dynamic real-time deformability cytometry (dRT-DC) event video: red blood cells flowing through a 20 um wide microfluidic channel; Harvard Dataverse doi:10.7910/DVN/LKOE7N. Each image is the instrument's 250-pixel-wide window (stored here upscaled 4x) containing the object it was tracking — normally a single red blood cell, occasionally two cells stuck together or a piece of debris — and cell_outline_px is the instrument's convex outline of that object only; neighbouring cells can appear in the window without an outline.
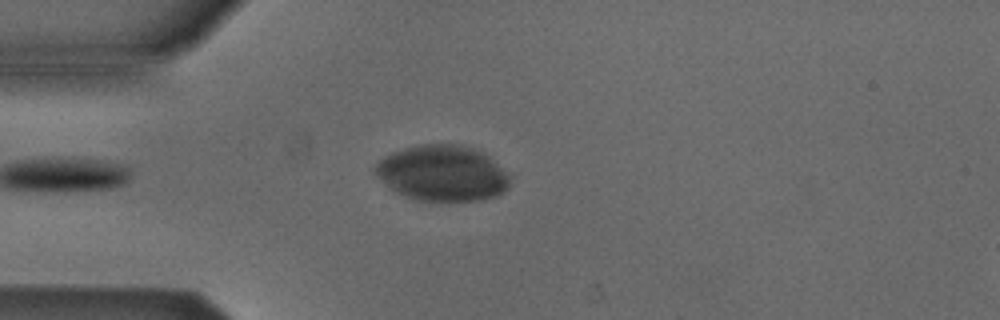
{"species": "Egyptian fruit bat (a non-hibernating species)", "species_latin": "Rousettus aegyptiacus", "temperature_condition": "cold", "stored_images_in_passage": 3, "camera_frame_rate_fps": 3000, "um_per_image_px": 0.085, "animal": {"sex": "male"}, "frame": {"image": 1, "passage_image": 3, "time_ms": 0.667, "image_size_px": [1000, 320], "cell_outline_px": [[508, 188], [504, 192], [496, 196], [480, 200], [416, 200], [404, 196], [396, 192], [376, 172], [376, 164], [384, 156], [392, 152], [404, 148], [420, 144], [460, 144], [484, 152], [508, 176]], "centroid_in_image_um": [37.61, 14.71], "position_along_channel_um": 47.4, "area_um2": 43.0}}